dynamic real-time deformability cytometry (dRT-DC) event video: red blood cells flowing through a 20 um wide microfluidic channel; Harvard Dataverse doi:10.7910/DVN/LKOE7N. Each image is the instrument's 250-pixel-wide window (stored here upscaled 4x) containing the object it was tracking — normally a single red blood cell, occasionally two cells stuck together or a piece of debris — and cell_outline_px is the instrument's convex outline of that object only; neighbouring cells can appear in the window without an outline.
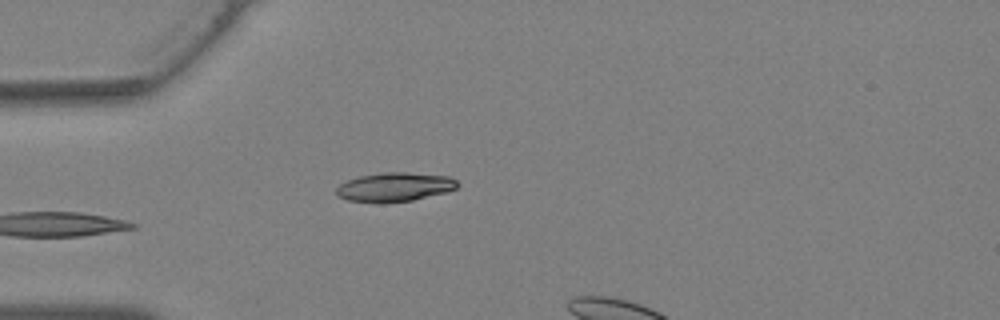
{"species": "Egyptian fruit bat (a non-hibernating species)", "species_latin": "Rousettus aegyptiacus", "temperature_condition": "warm", "stored_images_in_passage": 20, "camera_frame_rate_fps": 3000, "um_per_image_px": 0.085, "animal": {"sex": "female"}, "frame": {"image": 1, "passage_image": 1, "time_ms": 0.0, "image_size_px": [1000, 320], "cell_outline_px": [[460, 184], [456, 188], [448, 192], [412, 200], [384, 204], [376, 204], [348, 200], [336, 196], [336, 188], [340, 184], [348, 180], [360, 176], [380, 172], [408, 172], [448, 176], [456, 180]], "centroid_in_image_um": [33.53, 15.91], "position_along_channel_um": 51.5, "area_um2": 20.92}}
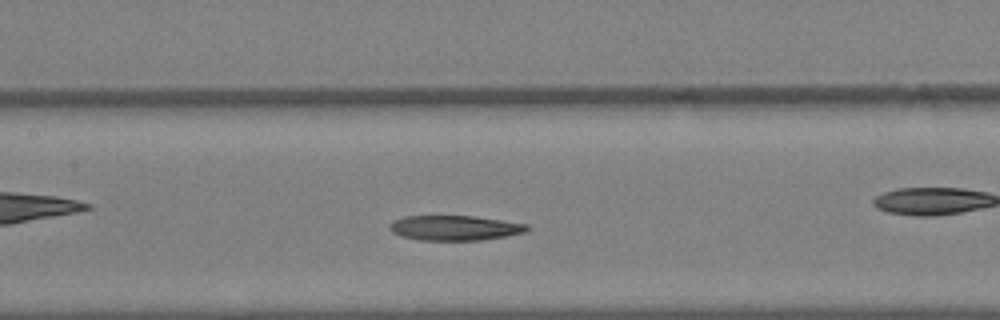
{"frame": {"image": 2, "passage_image": 6, "time_ms": 1.667, "image_size_px": [1000, 320], "cell_outline_px": [[532, 228], [528, 232], [484, 240], [420, 240], [400, 236], [392, 232], [388, 228], [388, 224], [392, 220], [404, 216], [472, 216], [528, 224]], "centroid_in_image_um": [38.65, 19.37], "position_along_channel_um": 168.7, "area_um2": 20.23}}